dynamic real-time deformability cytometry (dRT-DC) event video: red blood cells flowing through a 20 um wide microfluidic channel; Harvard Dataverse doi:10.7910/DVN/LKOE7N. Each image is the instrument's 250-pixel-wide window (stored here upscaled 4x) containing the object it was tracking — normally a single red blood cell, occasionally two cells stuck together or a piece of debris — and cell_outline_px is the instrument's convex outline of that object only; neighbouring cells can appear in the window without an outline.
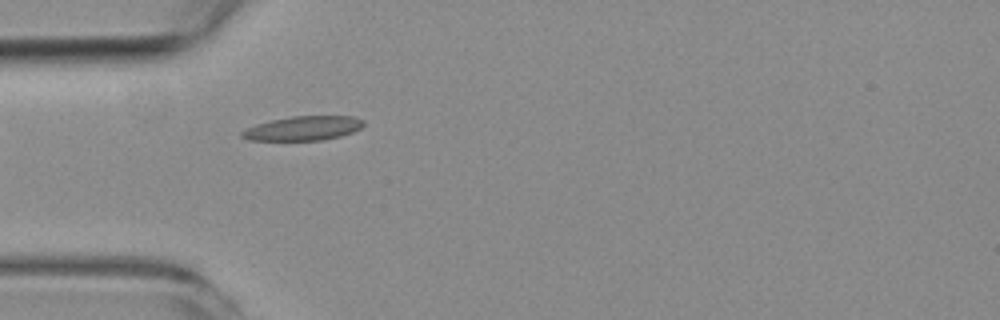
{"species": "common noctule bat (a hibernating species)", "species_latin": "Nyctalus noctula", "temperature_condition": "room temperature", "stored_images_in_passage": 1, "camera_frame_rate_fps": 3000, "um_per_image_px": 0.085, "animal": {"sex": "female", "body_mass_g": 19.3, "forearm_length_mm": 54.1}, "frame": {"image": 1, "passage_image": 1, "time_ms": 0.0, "image_size_px": [1000, 320], "cell_outline_px": [[364, 124], [360, 128], [352, 132], [340, 136], [324, 140], [248, 140], [240, 136], [240, 132], [244, 128], [256, 124], [272, 120], [292, 116], [352, 116], [364, 120]], "centroid_in_image_um": [25.74, 10.9], "position_along_channel_um": 59.3, "area_um2": 17.22}}